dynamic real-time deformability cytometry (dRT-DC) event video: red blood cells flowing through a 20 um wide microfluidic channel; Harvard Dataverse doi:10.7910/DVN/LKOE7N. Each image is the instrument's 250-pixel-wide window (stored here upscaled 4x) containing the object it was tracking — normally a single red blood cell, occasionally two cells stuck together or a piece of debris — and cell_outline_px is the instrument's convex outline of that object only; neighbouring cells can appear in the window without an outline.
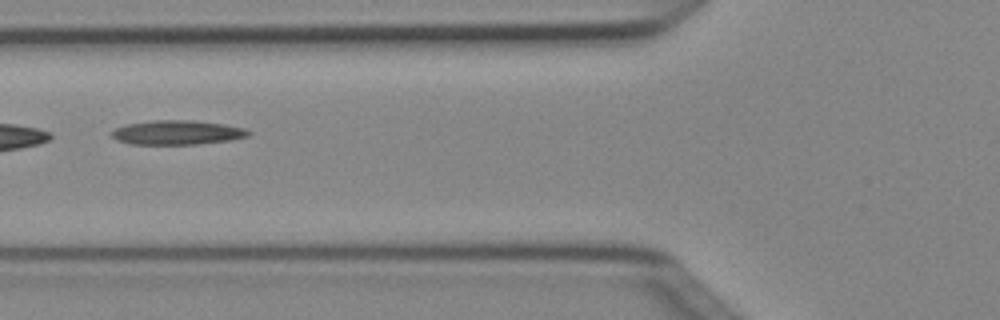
{"species": "Egyptian fruit bat (a non-hibernating species)", "species_latin": "Rousettus aegyptiacus", "temperature_condition": "cold", "stored_images_in_passage": 3, "camera_frame_rate_fps": 3000, "um_per_image_px": 0.085, "animal": {"sex": "female"}, "frame": {"image": 1, "passage_image": 2, "time_ms": 0.333, "image_size_px": [1000, 320], "cell_outline_px": [[252, 132], [248, 136], [232, 140], [200, 144], [132, 144], [116, 140], [112, 136], [112, 132], [116, 128], [124, 124], [152, 120], [192, 120], [224, 124], [248, 128]], "centroid_in_image_um": [15.11, 11.26], "position_along_channel_um": 110.7, "area_um2": 19.59}}
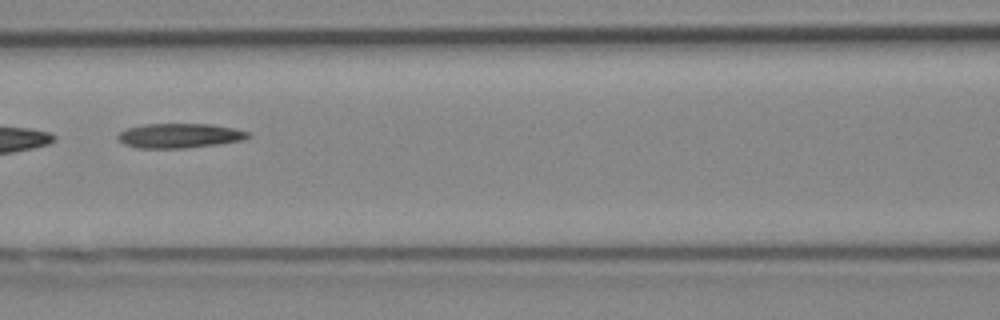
{"frame": {"image": 2, "passage_image": 3, "time_ms": 0.667, "image_size_px": [1000, 320], "cell_outline_px": [[252, 136], [244, 140], [216, 144], [184, 148], [140, 148], [124, 144], [116, 136], [120, 132], [128, 128], [144, 124], [212, 124], [252, 132]], "centroid_in_image_um": [15.3, 11.53], "position_along_channel_um": 151.3, "area_um2": 18.61}}